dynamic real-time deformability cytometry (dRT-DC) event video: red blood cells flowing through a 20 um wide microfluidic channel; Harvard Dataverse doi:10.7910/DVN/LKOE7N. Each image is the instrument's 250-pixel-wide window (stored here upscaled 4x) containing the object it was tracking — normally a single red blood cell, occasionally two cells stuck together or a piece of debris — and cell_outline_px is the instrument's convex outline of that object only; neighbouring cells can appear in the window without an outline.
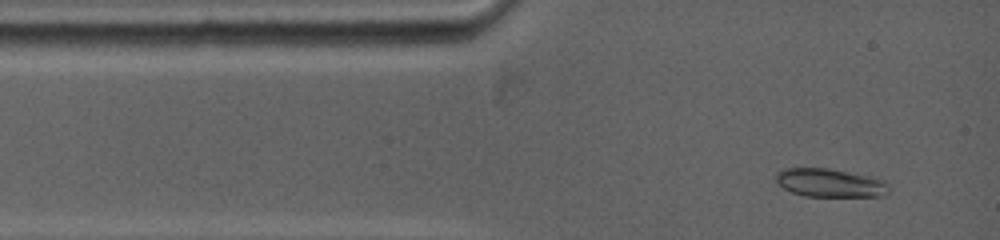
{"species": "common noctule bat (a hibernating species)", "species_latin": "Nyctalus noctula", "temperature_condition": "warm", "stored_images_in_passage": 50, "camera_frame_rate_fps": 5000, "um_per_image_px": 0.085, "animal": {"sex": "female", "body_mass_g": 19.0, "forearm_length_mm": 53.3}, "frame": {"image": 1, "passage_image": 2, "time_ms": 0.4, "image_size_px": [1000, 240], "cell_outline_px": [[888, 192], [880, 196], [804, 196], [792, 192], [784, 188], [776, 180], [776, 172], [784, 168], [828, 168], [868, 176], [880, 180], [888, 184]], "centroid_in_image_um": [70.5, 15.54], "position_along_channel_um": 14.5, "area_um2": 18.38}}
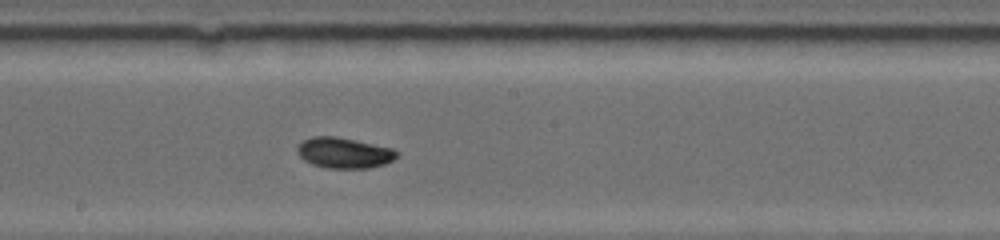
{"frame": {"image": 2, "passage_image": 32, "time_ms": 6.4, "image_size_px": [1000, 240], "cell_outline_px": [[400, 152], [392, 160], [384, 164], [368, 168], [328, 168], [312, 164], [304, 160], [296, 152], [296, 148], [304, 140], [312, 136], [336, 136], [356, 140], [392, 148]], "centroid_in_image_um": [29.23, 12.98], "position_along_channel_um": 219.0, "area_um2": 17.74}}
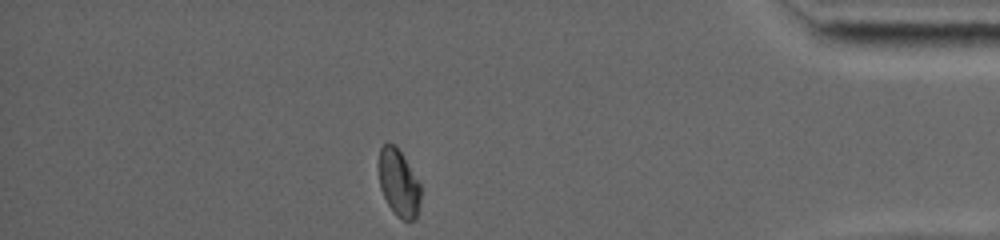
{"frame": {"image": 3, "passage_image": 50, "time_ms": 12.2, "image_size_px": [1000, 240], "cell_outline_px": [[420, 200], [416, 216], [412, 220], [404, 220], [396, 216], [388, 204], [380, 188], [380, 148], [388, 140], [396, 144], [420, 184]], "centroid_in_image_um": [33.89, 15.52], "position_along_channel_um": 401.3, "area_um2": 16.13}, "authors_computed_cell_mechanics": {"area_um2": 17.5423, "velocity_mm_per_s": 3.8747, "shape_relaxation_time_tau1_ms": 8.5968, "shape_relaxation_time_tau2_ms": null, "deformation_change_tau1": 0.1534, "deformation_change_tau2": null}}